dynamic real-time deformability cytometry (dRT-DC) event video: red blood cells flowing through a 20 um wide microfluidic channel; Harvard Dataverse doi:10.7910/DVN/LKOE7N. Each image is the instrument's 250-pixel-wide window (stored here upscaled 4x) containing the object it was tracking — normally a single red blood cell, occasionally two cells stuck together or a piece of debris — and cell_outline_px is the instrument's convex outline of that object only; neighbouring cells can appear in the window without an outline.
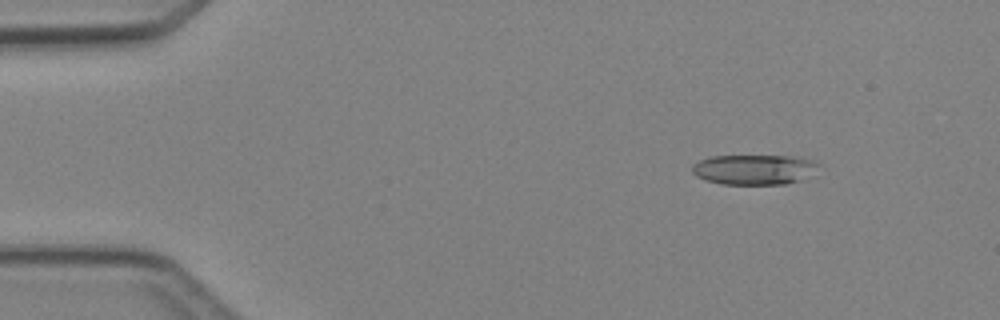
{"species": "Egyptian fruit bat (a non-hibernating species)", "species_latin": "Rousettus aegyptiacus", "temperature_condition": "cold", "stored_images_in_passage": 5, "camera_frame_rate_fps": 3000, "um_per_image_px": 0.085, "animal": {"sex": "female"}, "frame": {"image": 1, "passage_image": 2, "time_ms": 1.0, "image_size_px": [1000, 320], "cell_outline_px": [[820, 164], [800, 180], [784, 184], [720, 184], [696, 176], [692, 172], [692, 164], [700, 160], [712, 156], [796, 156], [816, 160]], "centroid_in_image_um": [64.07, 14.4], "position_along_channel_um": 20.9, "area_um2": 21.96}}
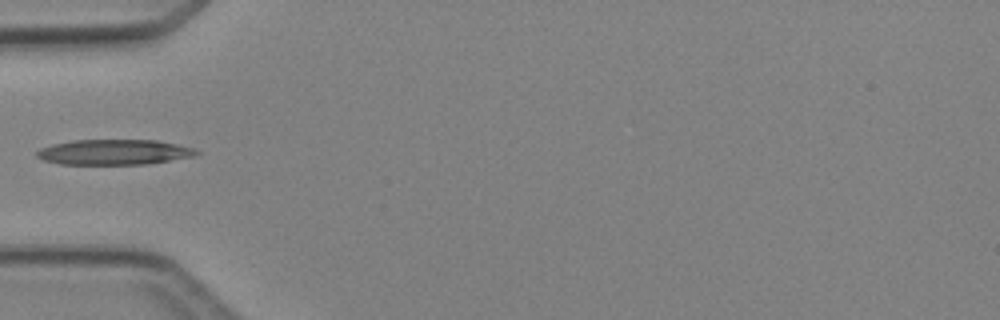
{"frame": {"image": 2, "passage_image": 4, "time_ms": 4.333, "image_size_px": [1000, 320], "cell_outline_px": [[200, 152], [196, 156], [148, 164], [60, 164], [44, 160], [36, 156], [36, 152], [40, 148], [52, 144], [76, 140], [160, 140], [196, 148]], "centroid_in_image_um": [9.75, 12.93], "position_along_channel_um": 75.2, "area_um2": 23.7}}
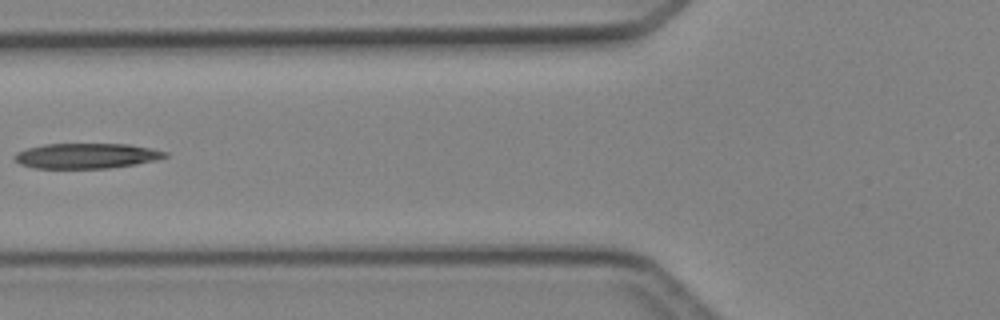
{"frame": {"image": 3, "passage_image": 5, "time_ms": 5.333, "image_size_px": [1000, 320], "cell_outline_px": [[168, 156], [156, 160], [136, 164], [108, 168], [36, 168], [20, 164], [12, 156], [16, 152], [28, 148], [44, 144], [128, 144], [152, 148], [168, 152]], "centroid_in_image_um": [7.36, 13.24], "position_along_channel_um": 118.4, "area_um2": 22.14}}